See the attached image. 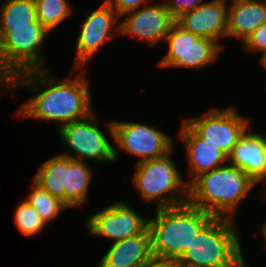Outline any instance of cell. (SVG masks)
Returning a JSON list of instances; mask_svg holds the SVG:
<instances>
[{"label":"cell","mask_w":266,"mask_h":267,"mask_svg":"<svg viewBox=\"0 0 266 267\" xmlns=\"http://www.w3.org/2000/svg\"><path fill=\"white\" fill-rule=\"evenodd\" d=\"M49 73L48 69L32 70L14 77V88L27 87L35 93L18 110L19 116L58 121L61 128L93 113L89 84L84 71L79 72L75 78L64 81Z\"/></svg>","instance_id":"cell-1"},{"label":"cell","mask_w":266,"mask_h":267,"mask_svg":"<svg viewBox=\"0 0 266 267\" xmlns=\"http://www.w3.org/2000/svg\"><path fill=\"white\" fill-rule=\"evenodd\" d=\"M212 218L210 213L188 202L175 207L157 208L156 217L148 221L153 258L176 262L198 231Z\"/></svg>","instance_id":"cell-2"},{"label":"cell","mask_w":266,"mask_h":267,"mask_svg":"<svg viewBox=\"0 0 266 267\" xmlns=\"http://www.w3.org/2000/svg\"><path fill=\"white\" fill-rule=\"evenodd\" d=\"M255 185L244 171L227 163L188 182V203L213 217L233 219L237 205Z\"/></svg>","instance_id":"cell-3"},{"label":"cell","mask_w":266,"mask_h":267,"mask_svg":"<svg viewBox=\"0 0 266 267\" xmlns=\"http://www.w3.org/2000/svg\"><path fill=\"white\" fill-rule=\"evenodd\" d=\"M234 226V219L213 217L176 263L184 267H246Z\"/></svg>","instance_id":"cell-4"},{"label":"cell","mask_w":266,"mask_h":267,"mask_svg":"<svg viewBox=\"0 0 266 267\" xmlns=\"http://www.w3.org/2000/svg\"><path fill=\"white\" fill-rule=\"evenodd\" d=\"M172 152L173 150L160 158L136 163L134 188L144 201H155L153 203L156 204V209L188 202V183L184 182L180 170L172 161ZM175 192H180L183 196H176Z\"/></svg>","instance_id":"cell-5"},{"label":"cell","mask_w":266,"mask_h":267,"mask_svg":"<svg viewBox=\"0 0 266 267\" xmlns=\"http://www.w3.org/2000/svg\"><path fill=\"white\" fill-rule=\"evenodd\" d=\"M49 34L40 22L0 27V61L13 78L23 72L47 69L39 50Z\"/></svg>","instance_id":"cell-6"},{"label":"cell","mask_w":266,"mask_h":267,"mask_svg":"<svg viewBox=\"0 0 266 267\" xmlns=\"http://www.w3.org/2000/svg\"><path fill=\"white\" fill-rule=\"evenodd\" d=\"M94 113L81 120L73 121L58 128L61 141L75 154L62 155L84 162L94 160L99 163H112L118 160L117 150L113 148L100 129Z\"/></svg>","instance_id":"cell-7"},{"label":"cell","mask_w":266,"mask_h":267,"mask_svg":"<svg viewBox=\"0 0 266 267\" xmlns=\"http://www.w3.org/2000/svg\"><path fill=\"white\" fill-rule=\"evenodd\" d=\"M168 52L158 62L162 68H202L217 60L222 43L186 31L177 22L167 34Z\"/></svg>","instance_id":"cell-8"},{"label":"cell","mask_w":266,"mask_h":267,"mask_svg":"<svg viewBox=\"0 0 266 267\" xmlns=\"http://www.w3.org/2000/svg\"><path fill=\"white\" fill-rule=\"evenodd\" d=\"M106 124L120 150L140 157L137 163L160 158L173 150L172 138L147 124L124 121H109Z\"/></svg>","instance_id":"cell-9"},{"label":"cell","mask_w":266,"mask_h":267,"mask_svg":"<svg viewBox=\"0 0 266 267\" xmlns=\"http://www.w3.org/2000/svg\"><path fill=\"white\" fill-rule=\"evenodd\" d=\"M185 121L205 142L212 143L227 156L249 125V119L238 115L234 108H213L204 115Z\"/></svg>","instance_id":"cell-10"},{"label":"cell","mask_w":266,"mask_h":267,"mask_svg":"<svg viewBox=\"0 0 266 267\" xmlns=\"http://www.w3.org/2000/svg\"><path fill=\"white\" fill-rule=\"evenodd\" d=\"M121 18L113 7L106 1L94 10L81 24L77 36L76 59L74 69L78 70L86 64L106 40L113 34H120ZM118 23V24H117ZM116 26V27H115ZM112 33V34H111Z\"/></svg>","instance_id":"cell-11"},{"label":"cell","mask_w":266,"mask_h":267,"mask_svg":"<svg viewBox=\"0 0 266 267\" xmlns=\"http://www.w3.org/2000/svg\"><path fill=\"white\" fill-rule=\"evenodd\" d=\"M148 221L120 201L90 216L86 224L90 234L116 242L143 233L148 228Z\"/></svg>","instance_id":"cell-12"},{"label":"cell","mask_w":266,"mask_h":267,"mask_svg":"<svg viewBox=\"0 0 266 267\" xmlns=\"http://www.w3.org/2000/svg\"><path fill=\"white\" fill-rule=\"evenodd\" d=\"M128 14L130 15L128 18L119 22L120 35H134L151 45L165 41L167 34L176 23V19L163 3L152 6L145 4L144 7L123 15Z\"/></svg>","instance_id":"cell-13"},{"label":"cell","mask_w":266,"mask_h":267,"mask_svg":"<svg viewBox=\"0 0 266 267\" xmlns=\"http://www.w3.org/2000/svg\"><path fill=\"white\" fill-rule=\"evenodd\" d=\"M227 0L203 2L194 10L184 13L176 22L186 31L217 43L226 37Z\"/></svg>","instance_id":"cell-14"},{"label":"cell","mask_w":266,"mask_h":267,"mask_svg":"<svg viewBox=\"0 0 266 267\" xmlns=\"http://www.w3.org/2000/svg\"><path fill=\"white\" fill-rule=\"evenodd\" d=\"M228 163L244 171L256 184L266 182V136L245 131L228 155Z\"/></svg>","instance_id":"cell-15"},{"label":"cell","mask_w":266,"mask_h":267,"mask_svg":"<svg viewBox=\"0 0 266 267\" xmlns=\"http://www.w3.org/2000/svg\"><path fill=\"white\" fill-rule=\"evenodd\" d=\"M179 136L186 144L189 176H193L191 182L199 175L228 163V156L218 146L205 142L185 121Z\"/></svg>","instance_id":"cell-16"},{"label":"cell","mask_w":266,"mask_h":267,"mask_svg":"<svg viewBox=\"0 0 266 267\" xmlns=\"http://www.w3.org/2000/svg\"><path fill=\"white\" fill-rule=\"evenodd\" d=\"M153 259L147 228L136 236L113 242L97 267H140Z\"/></svg>","instance_id":"cell-17"},{"label":"cell","mask_w":266,"mask_h":267,"mask_svg":"<svg viewBox=\"0 0 266 267\" xmlns=\"http://www.w3.org/2000/svg\"><path fill=\"white\" fill-rule=\"evenodd\" d=\"M226 37L246 40L266 21V0H230Z\"/></svg>","instance_id":"cell-18"},{"label":"cell","mask_w":266,"mask_h":267,"mask_svg":"<svg viewBox=\"0 0 266 267\" xmlns=\"http://www.w3.org/2000/svg\"><path fill=\"white\" fill-rule=\"evenodd\" d=\"M91 169L80 160L66 156V187H64V203L70 207H78L87 198L91 182Z\"/></svg>","instance_id":"cell-19"},{"label":"cell","mask_w":266,"mask_h":267,"mask_svg":"<svg viewBox=\"0 0 266 267\" xmlns=\"http://www.w3.org/2000/svg\"><path fill=\"white\" fill-rule=\"evenodd\" d=\"M33 181L52 196L64 202V187H66V156L57 154L44 161Z\"/></svg>","instance_id":"cell-20"},{"label":"cell","mask_w":266,"mask_h":267,"mask_svg":"<svg viewBox=\"0 0 266 267\" xmlns=\"http://www.w3.org/2000/svg\"><path fill=\"white\" fill-rule=\"evenodd\" d=\"M1 4L0 27L31 26V22H39L34 0H5Z\"/></svg>","instance_id":"cell-21"},{"label":"cell","mask_w":266,"mask_h":267,"mask_svg":"<svg viewBox=\"0 0 266 267\" xmlns=\"http://www.w3.org/2000/svg\"><path fill=\"white\" fill-rule=\"evenodd\" d=\"M31 189L25 199L35 208L46 224L56 218L60 211L69 208L62 200L49 194L34 181Z\"/></svg>","instance_id":"cell-22"},{"label":"cell","mask_w":266,"mask_h":267,"mask_svg":"<svg viewBox=\"0 0 266 267\" xmlns=\"http://www.w3.org/2000/svg\"><path fill=\"white\" fill-rule=\"evenodd\" d=\"M38 21L51 33L72 14L68 0H34Z\"/></svg>","instance_id":"cell-23"},{"label":"cell","mask_w":266,"mask_h":267,"mask_svg":"<svg viewBox=\"0 0 266 267\" xmlns=\"http://www.w3.org/2000/svg\"><path fill=\"white\" fill-rule=\"evenodd\" d=\"M14 219L18 230L26 236H36L46 227L45 221L26 199L17 206Z\"/></svg>","instance_id":"cell-24"},{"label":"cell","mask_w":266,"mask_h":267,"mask_svg":"<svg viewBox=\"0 0 266 267\" xmlns=\"http://www.w3.org/2000/svg\"><path fill=\"white\" fill-rule=\"evenodd\" d=\"M247 51L266 53V21L242 43Z\"/></svg>","instance_id":"cell-25"},{"label":"cell","mask_w":266,"mask_h":267,"mask_svg":"<svg viewBox=\"0 0 266 267\" xmlns=\"http://www.w3.org/2000/svg\"><path fill=\"white\" fill-rule=\"evenodd\" d=\"M203 0H165L163 5L177 20L184 13L190 12L201 5Z\"/></svg>","instance_id":"cell-26"},{"label":"cell","mask_w":266,"mask_h":267,"mask_svg":"<svg viewBox=\"0 0 266 267\" xmlns=\"http://www.w3.org/2000/svg\"><path fill=\"white\" fill-rule=\"evenodd\" d=\"M120 17L124 13L141 8L146 0H106Z\"/></svg>","instance_id":"cell-27"},{"label":"cell","mask_w":266,"mask_h":267,"mask_svg":"<svg viewBox=\"0 0 266 267\" xmlns=\"http://www.w3.org/2000/svg\"><path fill=\"white\" fill-rule=\"evenodd\" d=\"M13 81L14 78L9 74V72L3 67L1 61H0V88L3 90L4 93L8 90L14 89L13 87ZM4 87V88H3Z\"/></svg>","instance_id":"cell-28"},{"label":"cell","mask_w":266,"mask_h":267,"mask_svg":"<svg viewBox=\"0 0 266 267\" xmlns=\"http://www.w3.org/2000/svg\"><path fill=\"white\" fill-rule=\"evenodd\" d=\"M140 267H170V262L153 259L150 263Z\"/></svg>","instance_id":"cell-29"},{"label":"cell","mask_w":266,"mask_h":267,"mask_svg":"<svg viewBox=\"0 0 266 267\" xmlns=\"http://www.w3.org/2000/svg\"><path fill=\"white\" fill-rule=\"evenodd\" d=\"M260 58V65H262V67L266 69V53H263Z\"/></svg>","instance_id":"cell-30"},{"label":"cell","mask_w":266,"mask_h":267,"mask_svg":"<svg viewBox=\"0 0 266 267\" xmlns=\"http://www.w3.org/2000/svg\"><path fill=\"white\" fill-rule=\"evenodd\" d=\"M261 229H262L261 231L263 233V238H264L265 243H266V222H265L264 225H262V228Z\"/></svg>","instance_id":"cell-31"},{"label":"cell","mask_w":266,"mask_h":267,"mask_svg":"<svg viewBox=\"0 0 266 267\" xmlns=\"http://www.w3.org/2000/svg\"><path fill=\"white\" fill-rule=\"evenodd\" d=\"M170 267H184V266H181V265L177 264L176 262H171Z\"/></svg>","instance_id":"cell-32"}]
</instances>
